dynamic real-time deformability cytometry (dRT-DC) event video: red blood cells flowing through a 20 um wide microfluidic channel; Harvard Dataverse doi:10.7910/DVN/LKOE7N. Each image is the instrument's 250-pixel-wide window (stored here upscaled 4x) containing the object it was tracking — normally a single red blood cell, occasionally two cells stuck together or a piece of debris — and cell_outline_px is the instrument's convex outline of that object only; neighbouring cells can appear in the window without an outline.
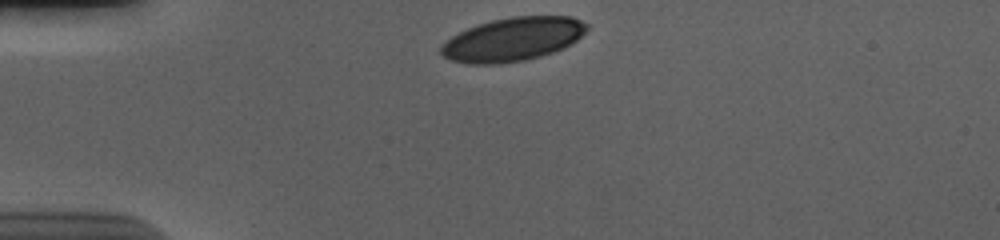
{"species": "human", "species_latin": "Homo sapiens", "temperature_condition": "cold", "stored_images_in_passage": 34, "camera_frame_rate_fps": 3000, "um_per_image_px": 0.085, "donor": {"sex": "male"}, "frame": {"image": 1, "passage_image": 1, "time_ms": 0.0, "image_size_px": [1000, 240], "cell_outline_px": [[588, 28], [572, 44], [564, 48], [540, 56], [524, 60], [496, 64], [468, 64], [452, 60], [444, 56], [440, 52], [440, 48], [452, 36], [476, 24], [492, 20], [512, 16], [572, 16], [588, 24]], "centroid_in_image_um": [43.61, 3.33], "position_along_channel_um": 41.4, "area_um2": 36.88}}
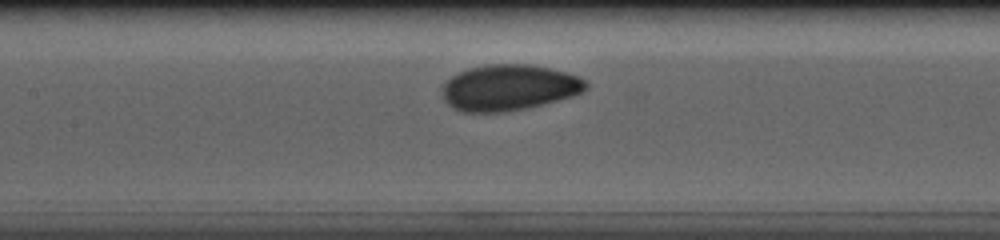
{"frame": {"image": 2, "passage_image": 14, "time_ms": 4.333, "image_size_px": [1000, 240], "cell_outline_px": [[588, 88], [584, 92], [572, 96], [544, 104], [528, 108], [504, 112], [460, 112], [452, 108], [444, 100], [444, 84], [452, 76], [468, 68], [488, 64], [528, 64], [548, 68], [564, 72], [576, 76], [584, 80], [588, 84]], "centroid_in_image_um": [43.27, 7.46], "position_along_channel_um": 164.1, "area_um2": 38.38}}
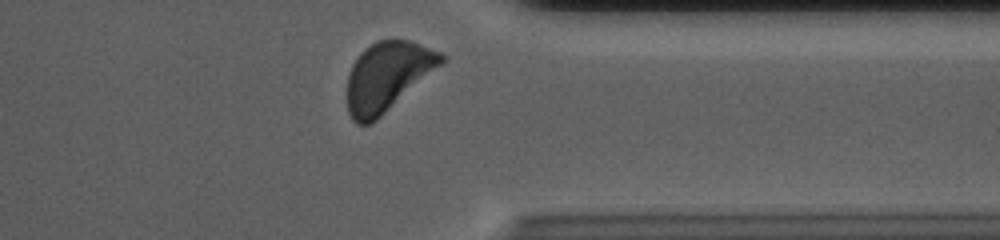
{"frame": {"image": 3, "passage_image": 32, "time_ms": 10.333, "image_size_px": [1000, 240], "cell_outline_px": [[448, 56], [440, 64], [372, 124], [356, 124], [352, 120], [348, 112], [348, 72], [352, 64], [360, 52], [364, 48], [376, 40], [408, 40], [440, 52]], "centroid_in_image_um": [32.88, 6.49], "position_along_channel_um": 378.5, "area_um2": 37.28}, "authors_computed_cell_mechanics": {"area_um2": 37.7145, "velocity_mm_per_s": 3.6467, "shape_relaxation_time_tau1_ms": 3.0492, "shape_relaxation_time_tau2_ms": null, "deformation_change_tau1": 0.1096, "deformation_change_tau2": null}}